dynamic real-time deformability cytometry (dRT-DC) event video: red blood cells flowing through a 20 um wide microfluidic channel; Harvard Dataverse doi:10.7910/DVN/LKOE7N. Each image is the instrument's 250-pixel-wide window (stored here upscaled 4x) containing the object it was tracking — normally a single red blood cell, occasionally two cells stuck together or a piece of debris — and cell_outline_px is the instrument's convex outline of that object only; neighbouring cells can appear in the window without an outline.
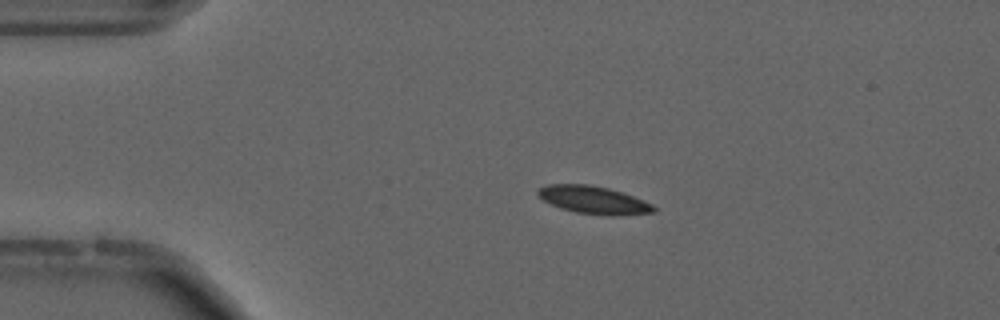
{"species": "common noctule bat (a hibernating species)", "species_latin": "Nyctalus noctula", "temperature_condition": "cold", "stored_images_in_passage": 52, "camera_frame_rate_fps": 3000, "um_per_image_px": 0.085, "animal": {"sex": "male", "forearm_length_mm": 52.5}, "frame": {"image": 1, "passage_image": 8, "time_ms": 2.333, "image_size_px": [1000, 320], "cell_outline_px": [[656, 212], [620, 216], [608, 216], [576, 212], [560, 208], [544, 200], [536, 192], [540, 188], [548, 184], [588, 184], [608, 188], [644, 200], [652, 204], [656, 208]], "centroid_in_image_um": [50.49, 17.01], "position_along_channel_um": 34.5, "area_um2": 18.67}, "authors_computed_cell_mechanics": {"area_um2": 18.0336, "velocity_mm_per_s": 3.684, "shape_relaxation_time_tau1_ms": 8.0082, "shape_relaxation_time_tau2_ms": 5.8082, "deformation_change_tau1": 0.1584, "deformation_change_tau2": 0.0982}}